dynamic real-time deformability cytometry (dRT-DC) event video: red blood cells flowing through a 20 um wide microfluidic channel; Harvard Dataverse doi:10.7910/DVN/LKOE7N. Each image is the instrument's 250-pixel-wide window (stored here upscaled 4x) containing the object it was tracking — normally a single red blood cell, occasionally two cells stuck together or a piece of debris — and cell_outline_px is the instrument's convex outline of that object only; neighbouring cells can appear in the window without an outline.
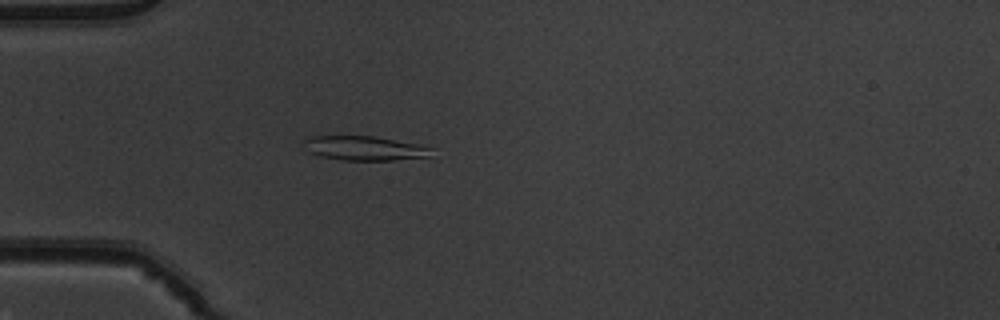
{"species": "common noctule bat (a hibernating species)", "species_latin": "Nyctalus noctula", "temperature_condition": "warm", "stored_images_in_passage": 43, "camera_frame_rate_fps": 3000, "um_per_image_px": 0.085, "animal": {"sex": "male", "body_mass_g": 19.5, "forearm_length_mm": 54.6}, "frame": {"image": 1, "passage_image": 7, "time_ms": 2.0, "image_size_px": [1000, 320], "cell_outline_px": [[432, 148], [428, 156], [392, 160], [340, 160], [320, 156], [312, 152], [300, 144], [304, 136], [372, 136], [416, 144]], "centroid_in_image_um": [30.85, 12.59], "position_along_channel_um": 54.1, "area_um2": 17.92}}
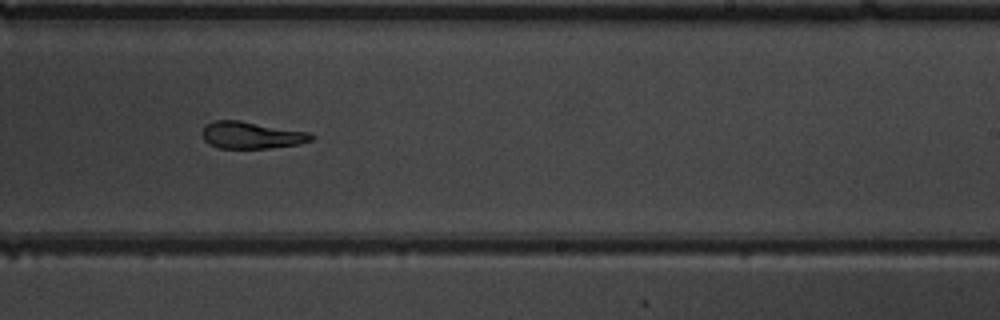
{"frame": {"image": 2, "passage_image": 24, "time_ms": 7.667, "image_size_px": [1000, 320], "cell_outline_px": [[316, 136], [312, 140], [300, 144], [268, 148], [220, 148], [208, 144], [204, 140], [204, 128], [208, 124], [216, 120], [240, 120], [308, 132]], "centroid_in_image_um": [21.41, 11.49], "position_along_channel_um": 267.6, "area_um2": 16.99}}
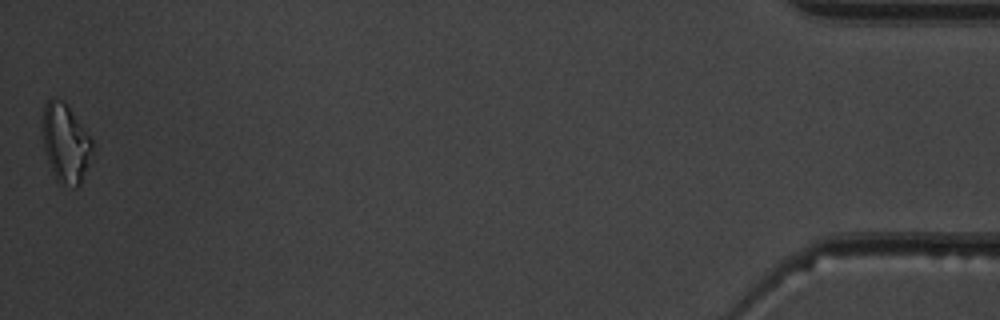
{"frame": {"image": 3, "passage_image": 43, "time_ms": 14.0, "image_size_px": [1000, 320], "cell_outline_px": [[92, 148], [88, 164], [80, 184], [76, 188], [60, 184], [56, 180], [52, 172], [44, 148], [44, 104], [52, 96], [64, 100], [92, 140]], "centroid_in_image_um": [5.57, 12.17], "position_along_channel_um": 429.6, "area_um2": 22.48}, "authors_computed_cell_mechanics": {"area_um2": 18.0914, "velocity_mm_per_s": 3.9582, "shape_relaxation_time_tau1_ms": 7.1306, "shape_relaxation_time_tau2_ms": 5.3729, "deformation_change_tau1": 0.1821, "deformation_change_tau2": 0.1268}}